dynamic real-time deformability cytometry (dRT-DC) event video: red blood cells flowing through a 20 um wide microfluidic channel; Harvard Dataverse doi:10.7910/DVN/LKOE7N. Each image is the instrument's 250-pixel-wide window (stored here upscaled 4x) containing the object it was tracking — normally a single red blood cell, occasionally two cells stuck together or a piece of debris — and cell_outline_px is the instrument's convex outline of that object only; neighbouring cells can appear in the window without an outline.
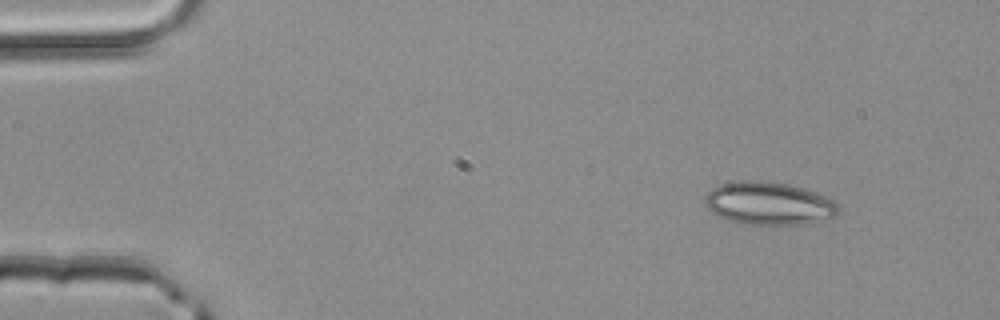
{"species": "common noctule bat (a hibernating species)", "species_latin": "Nyctalus noctula", "temperature_condition": "room temperature", "stored_images_in_passage": 3, "camera_frame_rate_fps": 3000, "um_per_image_px": 0.085, "animal": {"sex": "male", "body_mass_g": 20.4}, "frame": {"image": 1, "passage_image": 1, "time_ms": 0.0, "image_size_px": [1000, 320], "cell_outline_px": [[840, 208], [832, 216], [804, 224], [748, 224], [728, 220], [716, 216], [704, 204], [704, 200], [708, 192], [712, 188], [720, 184], [756, 180], [788, 184], [804, 188], [828, 196], [840, 204]], "centroid_in_image_um": [65.35, 17.28], "position_along_channel_um": 19.7, "area_um2": 33.12}}